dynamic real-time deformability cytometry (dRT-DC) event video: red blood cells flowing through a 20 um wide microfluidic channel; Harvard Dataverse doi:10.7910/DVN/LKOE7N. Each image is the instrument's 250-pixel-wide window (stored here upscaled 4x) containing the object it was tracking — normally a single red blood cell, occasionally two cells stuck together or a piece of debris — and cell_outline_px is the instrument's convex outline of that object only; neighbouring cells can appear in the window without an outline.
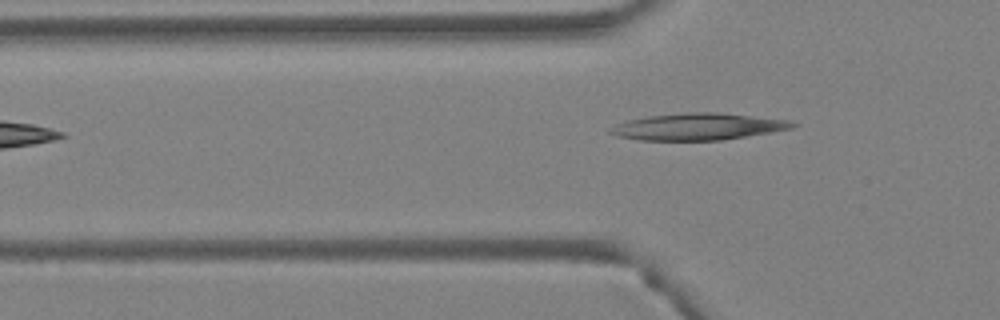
{"species": "Egyptian fruit bat (a non-hibernating species)", "species_latin": "Rousettus aegyptiacus", "temperature_condition": "warm", "stored_images_in_passage": 4, "camera_frame_rate_fps": 3000, "um_per_image_px": 0.085, "animal": {"sex": "female"}, "frame": {"image": 1, "passage_image": 3, "time_ms": 0.667, "image_size_px": [1000, 320], "cell_outline_px": [[800, 124], [792, 128], [720, 140], [640, 140], [616, 136], [608, 132], [608, 128], [616, 124], [628, 120], [648, 116], [684, 112], [716, 112], [792, 120]], "centroid_in_image_um": [59.31, 10.75], "position_along_channel_um": 66.5, "area_um2": 28.38}}
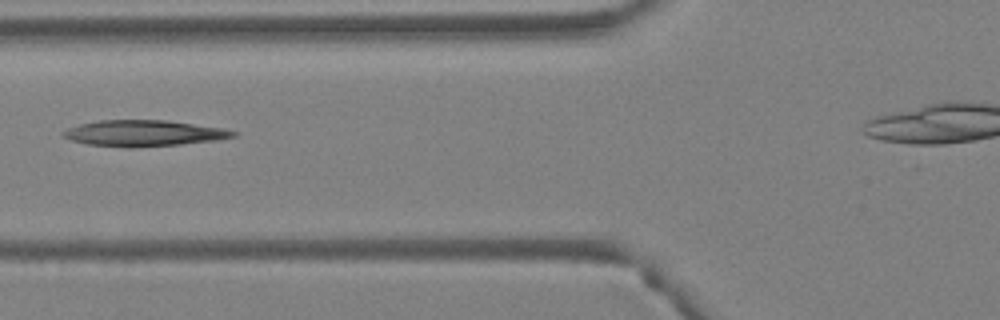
{"frame": {"image": 2, "passage_image": 4, "time_ms": 1.0, "image_size_px": [1000, 320], "cell_outline_px": [[236, 136], [216, 140], [180, 144], [132, 148], [88, 144], [72, 140], [64, 136], [60, 132], [68, 128], [80, 124], [100, 120], [168, 120], [224, 128], [236, 132]], "centroid_in_image_um": [12.23, 11.32], "position_along_channel_um": 113.6, "area_um2": 25.72}}